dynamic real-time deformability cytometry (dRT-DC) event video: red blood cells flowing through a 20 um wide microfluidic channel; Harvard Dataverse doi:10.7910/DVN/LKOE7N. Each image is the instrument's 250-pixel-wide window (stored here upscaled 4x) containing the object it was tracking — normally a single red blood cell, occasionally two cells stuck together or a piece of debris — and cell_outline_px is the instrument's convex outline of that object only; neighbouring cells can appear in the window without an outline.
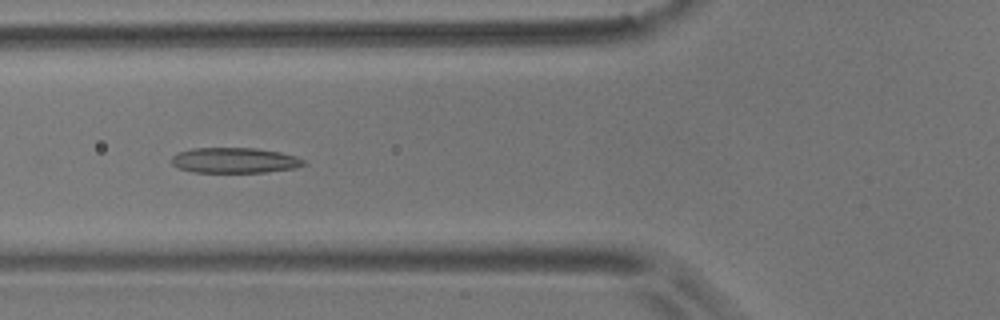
{"species": "common noctule bat (a hibernating species)", "species_latin": "Nyctalus noctula", "temperature_condition": "room temperature", "stored_images_in_passage": 6, "camera_frame_rate_fps": 3000, "um_per_image_px": 0.085, "animal": {"sex": "male", "body_mass_g": 17.9}, "frame": {"image": 1, "passage_image": 6, "time_ms": 5.667, "image_size_px": [1000, 320], "cell_outline_px": [[308, 164], [296, 168], [264, 172], [192, 172], [180, 168], [172, 164], [172, 156], [180, 152], [192, 148], [256, 148], [280, 152], [296, 156], [304, 160]], "centroid_in_image_um": [19.98, 13.63], "position_along_channel_um": 105.8, "area_um2": 19.54}}